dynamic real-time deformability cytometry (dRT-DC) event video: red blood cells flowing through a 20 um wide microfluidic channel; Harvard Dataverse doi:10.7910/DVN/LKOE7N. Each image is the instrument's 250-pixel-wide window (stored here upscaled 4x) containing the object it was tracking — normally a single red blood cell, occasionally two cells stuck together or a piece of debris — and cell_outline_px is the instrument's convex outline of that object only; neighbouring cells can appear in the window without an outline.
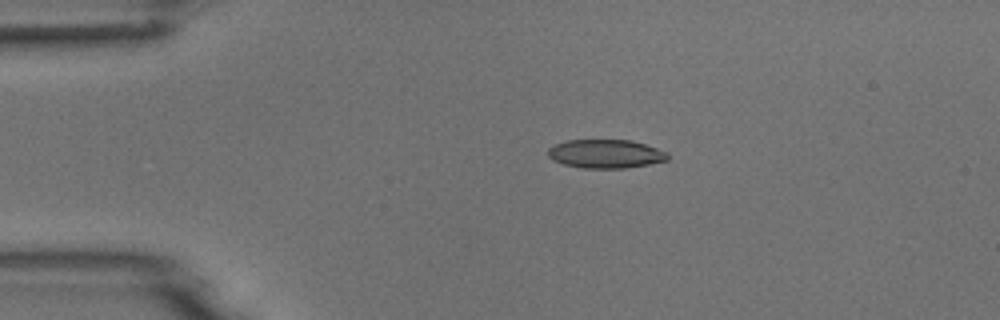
{"species": "common noctule bat (a hibernating species)", "species_latin": "Nyctalus noctula", "temperature_condition": "room temperature", "stored_images_in_passage": 5, "camera_frame_rate_fps": 3000, "um_per_image_px": 0.085, "animal": {"sex": "male", "body_mass_g": 18.8}, "frame": {"image": 1, "passage_image": 4, "time_ms": 1.0, "image_size_px": [1000, 320], "cell_outline_px": [[668, 160], [648, 164], [624, 168], [584, 168], [564, 164], [552, 160], [548, 156], [548, 148], [556, 144], [568, 140], [628, 140], [644, 144], [668, 152]], "centroid_in_image_um": [51.47, 13.08], "position_along_channel_um": 33.5, "area_um2": 19.83}}